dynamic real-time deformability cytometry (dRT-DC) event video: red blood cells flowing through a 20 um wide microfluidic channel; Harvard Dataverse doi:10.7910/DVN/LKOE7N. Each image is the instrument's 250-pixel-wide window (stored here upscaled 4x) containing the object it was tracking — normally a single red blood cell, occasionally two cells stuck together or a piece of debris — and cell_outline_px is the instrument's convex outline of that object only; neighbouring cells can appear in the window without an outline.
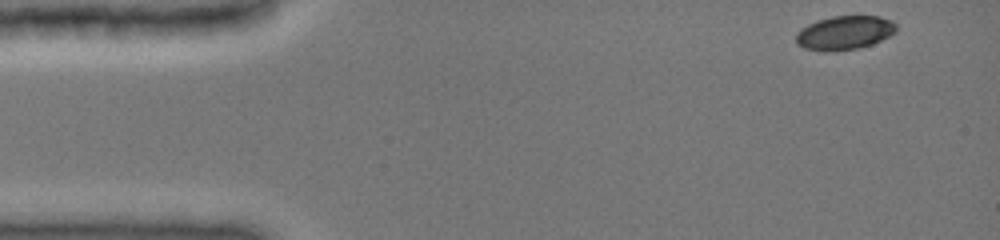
{"species": "common noctule bat (a hibernating species)", "species_latin": "Nyctalus noctula", "temperature_condition": "cold", "stored_images_in_passage": 44, "camera_frame_rate_fps": 3000, "um_per_image_px": 0.085, "animal": {"sex": "female", "body_mass_g": 19.0, "forearm_length_mm": 51.5}, "frame": {"image": 1, "passage_image": 1, "time_ms": 0.0, "image_size_px": [1000, 240], "cell_outline_px": [[896, 32], [872, 44], [860, 48], [804, 48], [796, 44], [796, 32], [800, 28], [816, 20], [832, 16], [880, 16], [892, 20], [896, 24]], "centroid_in_image_um": [71.81, 2.72], "position_along_channel_um": 13.2, "area_um2": 19.19}}
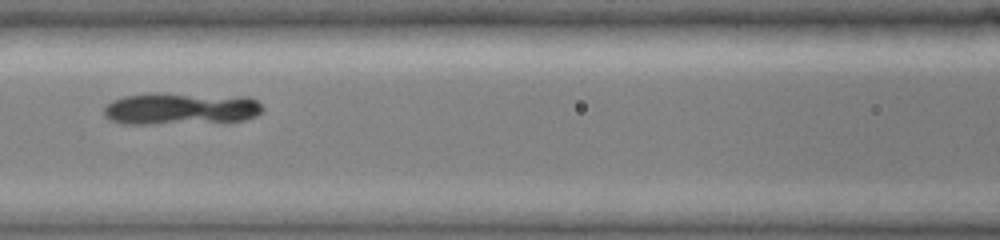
{"frame": {"image": 2, "passage_image": 19, "time_ms": 6.0, "image_size_px": [1000, 240], "cell_outline_px": [[264, 112], [256, 116], [244, 120], [228, 124], [124, 124], [108, 120], [104, 116], [104, 108], [112, 100], [124, 96], [148, 92], [156, 92], [248, 96], [256, 100], [264, 108]], "centroid_in_image_um": [15.43, 9.25], "position_along_channel_um": 151.2, "area_um2": 31.33}}
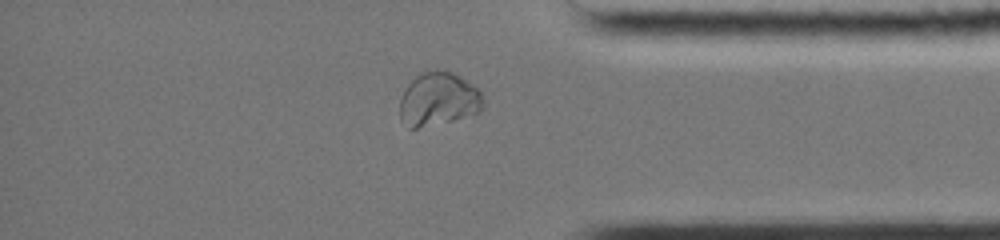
{"frame": {"image": 3, "passage_image": 38, "time_ms": 12.333, "image_size_px": [1000, 240], "cell_outline_px": [[484, 108], [480, 112], [452, 120], [416, 128], [408, 128], [400, 120], [400, 96], [408, 84], [416, 76], [424, 72], [436, 68], [452, 72], [460, 76], [476, 88], [484, 96]], "centroid_in_image_um": [37.26, 8.42], "position_along_channel_um": 397.9, "area_um2": 26.13}}